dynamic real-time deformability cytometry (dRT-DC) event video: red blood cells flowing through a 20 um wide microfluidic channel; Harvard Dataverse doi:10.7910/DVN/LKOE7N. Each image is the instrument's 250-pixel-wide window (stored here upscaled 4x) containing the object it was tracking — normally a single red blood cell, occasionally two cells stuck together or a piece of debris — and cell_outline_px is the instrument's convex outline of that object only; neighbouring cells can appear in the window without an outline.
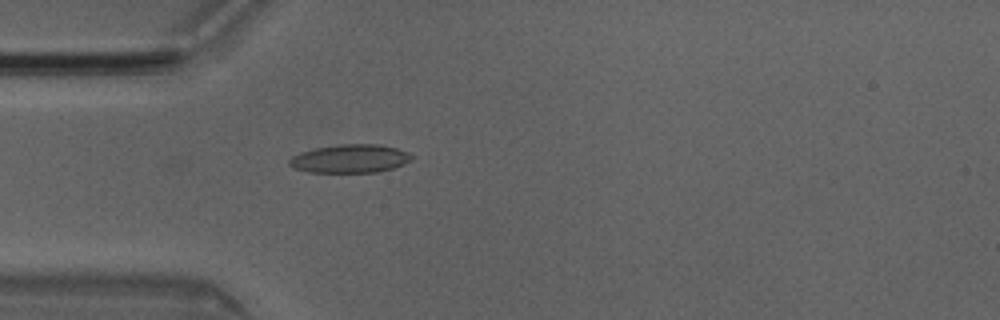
{"species": "Egyptian fruit bat (a non-hibernating species)", "species_latin": "Rousettus aegyptiacus", "temperature_condition": "room temperature", "stored_images_in_passage": 3, "camera_frame_rate_fps": 3000, "um_per_image_px": 0.085, "animal": {"sex": "male"}, "frame": {"image": 1, "passage_image": 3, "time_ms": 0.667, "image_size_px": [1000, 320], "cell_outline_px": [[412, 160], [404, 164], [380, 172], [308, 172], [296, 168], [288, 164], [288, 160], [292, 156], [300, 152], [316, 148], [340, 144], [380, 144], [396, 148], [408, 152], [412, 156]], "centroid_in_image_um": [29.77, 13.48], "position_along_channel_um": 55.2, "area_um2": 20.23}}